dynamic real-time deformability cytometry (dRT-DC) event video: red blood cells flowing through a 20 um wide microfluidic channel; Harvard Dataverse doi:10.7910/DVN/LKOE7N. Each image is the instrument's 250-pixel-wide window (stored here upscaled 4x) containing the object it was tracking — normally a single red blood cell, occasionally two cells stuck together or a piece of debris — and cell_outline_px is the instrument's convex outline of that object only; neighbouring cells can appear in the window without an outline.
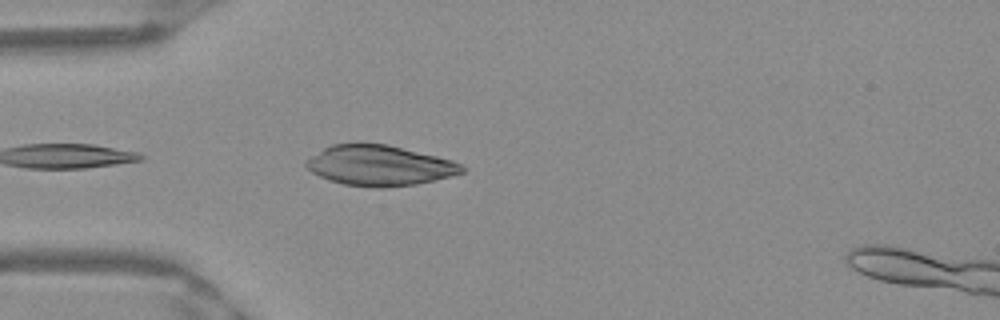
{"species": "Egyptian fruit bat (a non-hibernating species)", "species_latin": "Rousettus aegyptiacus", "temperature_condition": "warm", "stored_images_in_passage": 26, "segment_of_instrument_passage": [1, 2], "camera_frame_rate_fps": 3000, "um_per_image_px": 0.085, "frame": {"image": 1, "passage_image": 2, "time_ms": 0.333, "image_size_px": [1000, 320], "cell_outline_px": [[468, 168], [464, 172], [452, 176], [416, 184], [384, 188], [376, 188], [344, 184], [328, 180], [312, 172], [304, 164], [304, 160], [324, 148], [332, 144], [388, 144], [452, 160]], "centroid_in_image_um": [32.26, 14.08], "position_along_channel_um": 52.7, "area_um2": 36.59}}